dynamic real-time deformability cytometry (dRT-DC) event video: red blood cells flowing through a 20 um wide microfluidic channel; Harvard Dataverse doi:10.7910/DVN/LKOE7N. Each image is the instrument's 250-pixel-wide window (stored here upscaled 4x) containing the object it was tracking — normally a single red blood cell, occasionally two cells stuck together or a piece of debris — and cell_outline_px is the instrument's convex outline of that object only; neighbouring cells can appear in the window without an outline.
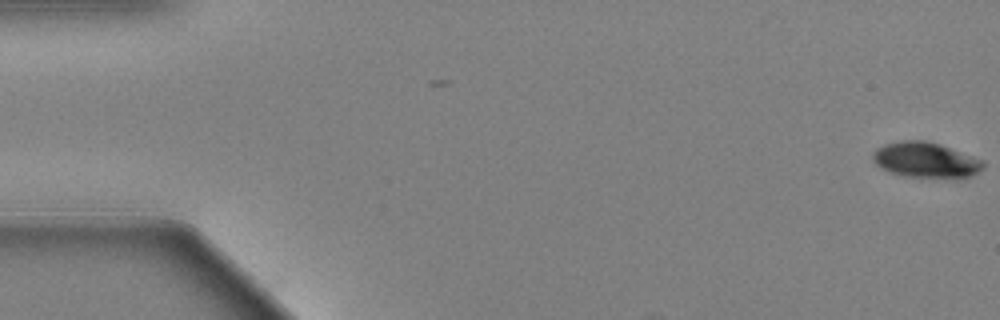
{"species": "Egyptian fruit bat (a non-hibernating species)", "species_latin": "Rousettus aegyptiacus", "temperature_condition": "warm", "stored_images_in_passage": 17, "camera_frame_rate_fps": 3000, "um_per_image_px": 0.085, "animal": {"sex": "female"}, "frame": {"image": 1, "passage_image": 1, "time_ms": 0.0, "image_size_px": [1000, 320], "cell_outline_px": [[984, 168], [968, 176], [956, 180], [904, 176], [888, 172], [880, 168], [872, 160], [872, 152], [876, 148], [884, 144], [900, 140], [924, 140], [940, 144], [984, 160]], "centroid_in_image_um": [78.67, 13.62], "position_along_channel_um": 6.3, "area_um2": 23.41}}
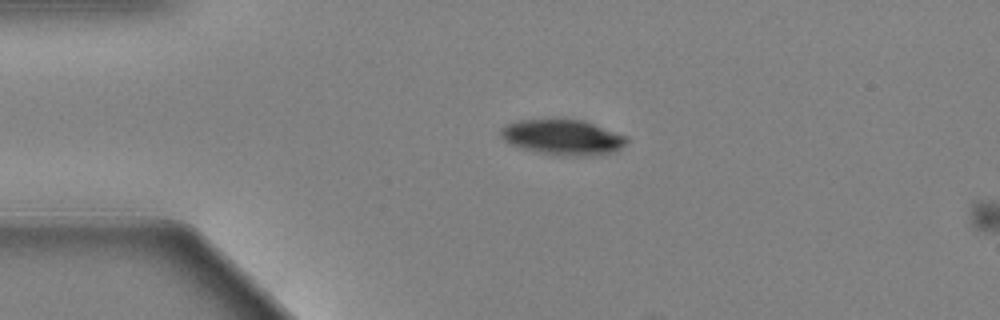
{"frame": {"image": 2, "passage_image": 15, "time_ms": 4.667, "image_size_px": [1000, 320], "cell_outline_px": [[628, 140], [616, 152], [588, 156], [560, 156], [520, 148], [504, 140], [500, 136], [500, 128], [504, 124], [516, 120], [584, 120], [628, 136]], "centroid_in_image_um": [47.83, 11.67], "position_along_channel_um": 37.2, "area_um2": 26.07}}